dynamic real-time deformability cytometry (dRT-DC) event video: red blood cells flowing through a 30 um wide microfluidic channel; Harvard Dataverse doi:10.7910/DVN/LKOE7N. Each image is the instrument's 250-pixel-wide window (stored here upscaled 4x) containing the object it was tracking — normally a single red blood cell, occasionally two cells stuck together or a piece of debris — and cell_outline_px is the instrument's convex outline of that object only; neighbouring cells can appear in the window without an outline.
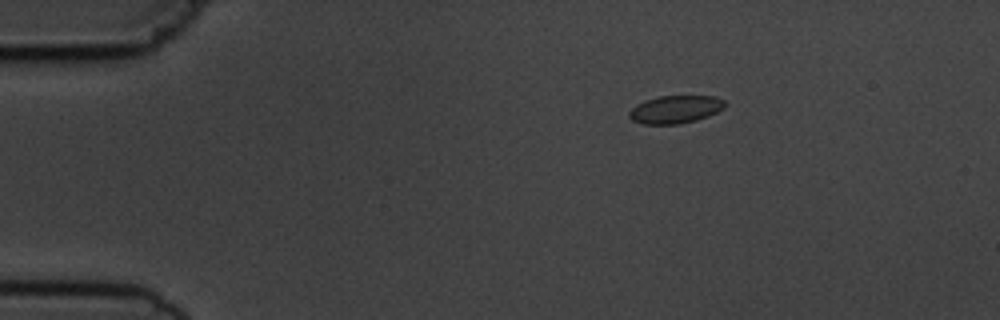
{"species": "common noctule bat (a hibernating species)", "species_latin": "Nyctalus noctula", "temperature_condition": "cold", "stored_images_in_passage": 3, "camera_frame_rate_fps": 3000, "um_per_image_px": 0.085, "animal": {"sex": "male", "body_mass_g": 19.5, "forearm_length_mm": 54.6}, "frame": {"image": 1, "passage_image": 1, "time_ms": 0.0, "image_size_px": [1000, 320], "cell_outline_px": [[724, 108], [708, 116], [696, 120], [676, 124], [644, 124], [632, 120], [628, 116], [628, 112], [636, 104], [644, 100], [660, 96], [716, 96], [724, 100]], "centroid_in_image_um": [57.38, 9.29], "position_along_channel_um": 27.6, "area_um2": 15.49}}